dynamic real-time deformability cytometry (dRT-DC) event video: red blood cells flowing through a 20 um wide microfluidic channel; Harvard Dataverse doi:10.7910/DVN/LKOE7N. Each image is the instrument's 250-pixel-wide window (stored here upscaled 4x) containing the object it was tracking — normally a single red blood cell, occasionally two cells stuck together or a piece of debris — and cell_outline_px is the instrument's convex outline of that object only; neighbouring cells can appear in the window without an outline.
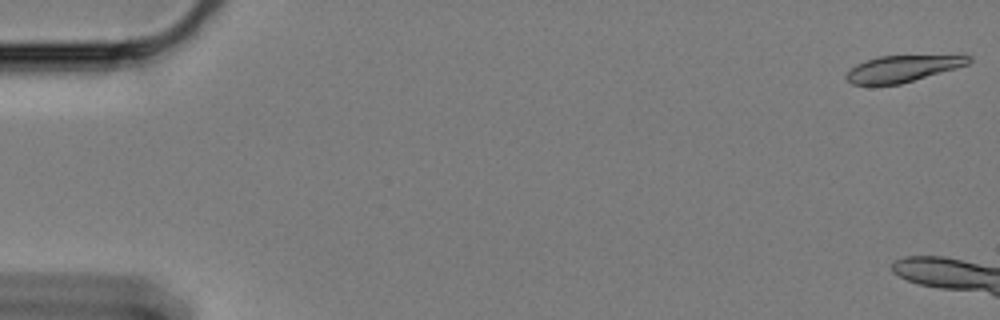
{"species": "Egyptian fruit bat (a non-hibernating species)", "species_latin": "Rousettus aegyptiacus", "temperature_condition": "cold", "stored_images_in_passage": 8, "camera_frame_rate_fps": 3000, "um_per_image_px": 0.085, "animal": {"sex": "female"}, "frame": {"image": 1, "passage_image": 1, "time_ms": 0.0, "image_size_px": [1000, 320], "cell_outline_px": [[972, 60], [968, 64], [956, 68], [900, 84], [852, 84], [844, 76], [856, 64], [880, 56], [964, 52], [972, 56]], "centroid_in_image_um": [76.91, 5.76], "position_along_channel_um": 8.1, "area_um2": 19.65}}